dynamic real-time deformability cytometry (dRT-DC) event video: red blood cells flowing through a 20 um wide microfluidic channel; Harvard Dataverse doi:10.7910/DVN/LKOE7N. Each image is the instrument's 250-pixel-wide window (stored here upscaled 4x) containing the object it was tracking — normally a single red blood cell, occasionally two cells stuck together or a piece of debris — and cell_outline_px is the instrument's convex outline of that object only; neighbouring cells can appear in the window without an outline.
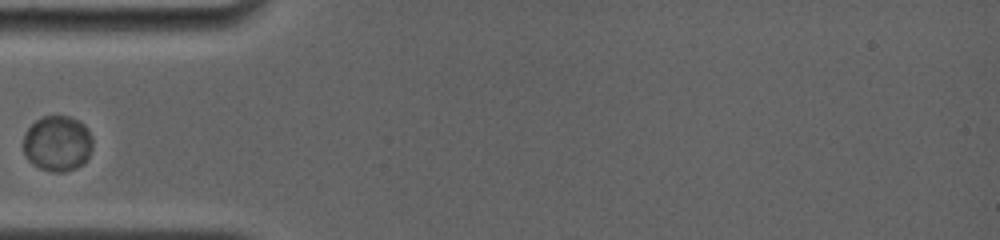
{"species": "common noctule bat (a hibernating species)", "species_latin": "Nyctalus noctula", "temperature_condition": "room temperature", "stored_images_in_passage": 57, "camera_frame_rate_fps": 4000, "um_per_image_px": 0.085, "animal": {"sex": "female", "body_mass_g": 19.0, "forearm_length_mm": 56.7}, "frame": {"image": 1, "passage_image": 1, "time_ms": 0.0, "image_size_px": [1000, 240], "cell_outline_px": [[92, 148], [84, 164], [76, 168], [64, 172], [52, 172], [40, 168], [32, 164], [24, 156], [24, 136], [28, 128], [40, 116], [68, 116], [84, 124], [88, 128], [92, 140]], "centroid_in_image_um": [4.88, 12.2], "position_along_channel_um": 80.1, "area_um2": 22.6}}
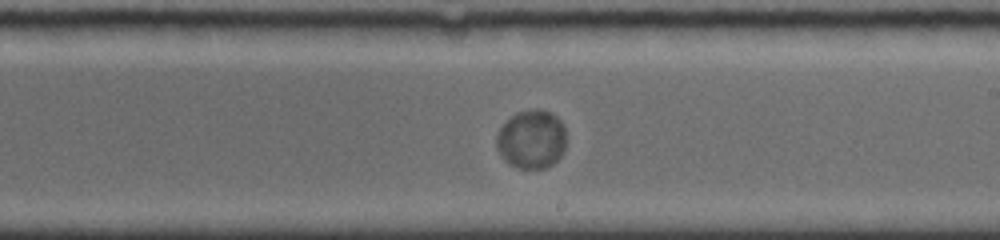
{"frame": {"image": 2, "passage_image": 25, "time_ms": 4.5, "image_size_px": [1000, 240], "cell_outline_px": [[564, 152], [548, 168], [520, 168], [508, 164], [504, 160], [496, 148], [496, 136], [500, 128], [516, 112], [536, 108], [540, 108], [552, 112], [564, 124]], "centroid_in_image_um": [45.17, 11.83], "position_along_channel_um": 243.8, "area_um2": 23.99}}
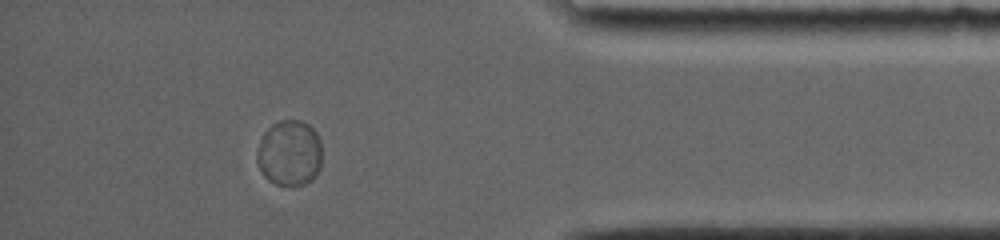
{"frame": {"image": 3, "passage_image": 49, "time_ms": 9.5, "image_size_px": [1000, 240], "cell_outline_px": [[320, 168], [316, 176], [304, 184], [292, 188], [288, 188], [276, 184], [268, 180], [264, 176], [256, 160], [256, 152], [260, 140], [264, 132], [272, 124], [280, 120], [300, 120], [308, 124], [316, 132], [320, 140]], "centroid_in_image_um": [24.59, 13.04], "position_along_channel_um": 410.6, "area_um2": 25.32}}